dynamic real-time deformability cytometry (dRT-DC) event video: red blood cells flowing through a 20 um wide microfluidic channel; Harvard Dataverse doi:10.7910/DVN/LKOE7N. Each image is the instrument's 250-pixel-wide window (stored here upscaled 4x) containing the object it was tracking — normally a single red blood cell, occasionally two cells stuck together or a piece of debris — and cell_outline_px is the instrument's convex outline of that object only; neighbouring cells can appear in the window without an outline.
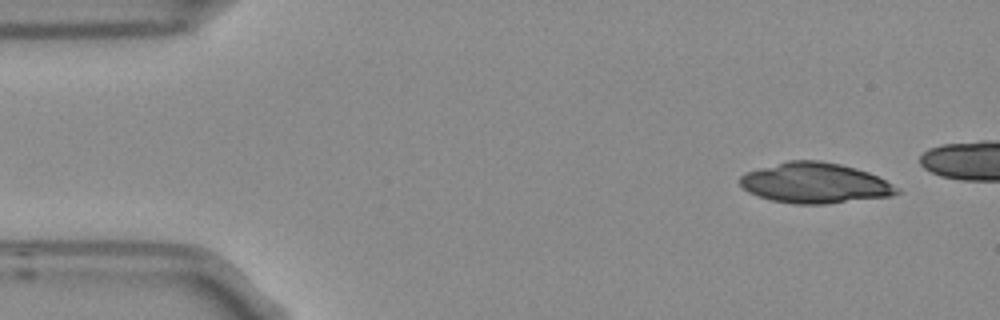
{"species": "Egyptian fruit bat (a non-hibernating species)", "species_latin": "Rousettus aegyptiacus", "temperature_condition": "room temperature", "stored_images_in_passage": 4, "camera_frame_rate_fps": 3000, "um_per_image_px": 0.085, "frame": {"image": 1, "passage_image": 1, "time_ms": 0.0, "image_size_px": [1000, 320], "cell_outline_px": [[900, 192], [888, 196], [824, 204], [796, 204], [772, 200], [748, 192], [740, 184], [740, 176], [744, 172], [788, 160], [820, 160], [840, 164], [856, 168], [868, 172], [900, 188]], "centroid_in_image_um": [69.24, 15.54], "position_along_channel_um": 15.8, "area_um2": 36.7}}